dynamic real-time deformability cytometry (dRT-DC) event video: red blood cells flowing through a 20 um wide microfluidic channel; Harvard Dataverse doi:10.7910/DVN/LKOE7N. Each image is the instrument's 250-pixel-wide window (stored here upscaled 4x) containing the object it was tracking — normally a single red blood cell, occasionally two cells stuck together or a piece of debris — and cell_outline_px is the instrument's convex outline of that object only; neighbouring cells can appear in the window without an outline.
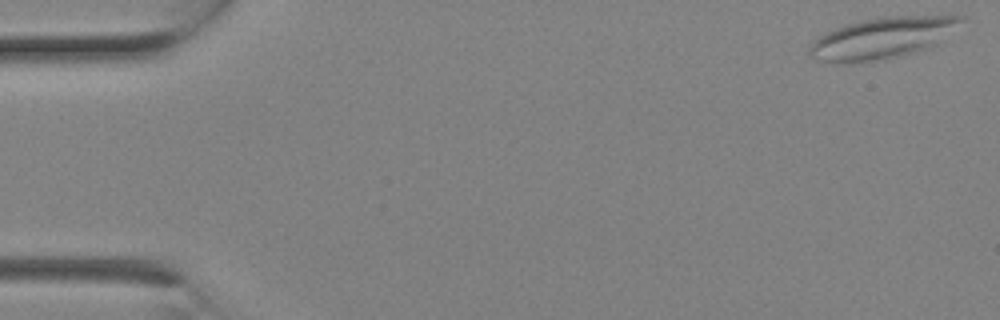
{"species": "Egyptian fruit bat (a non-hibernating species)", "species_latin": "Rousettus aegyptiacus", "temperature_condition": "room temperature", "stored_images_in_passage": 3, "camera_frame_rate_fps": 3000, "um_per_image_px": 0.085, "animal": {"sex": "female"}, "frame": {"image": 1, "passage_image": 1, "time_ms": 0.0, "image_size_px": [1000, 320], "cell_outline_px": [[964, 20], [936, 44], [928, 48], [916, 52], [900, 56], [848, 64], [836, 64], [816, 60], [808, 56], [808, 48], [820, 36], [828, 32], [848, 24], [860, 20], [888, 16], [964, 16]], "centroid_in_image_um": [74.94, 3.26], "position_along_channel_um": 10.1, "area_um2": 36.13}}